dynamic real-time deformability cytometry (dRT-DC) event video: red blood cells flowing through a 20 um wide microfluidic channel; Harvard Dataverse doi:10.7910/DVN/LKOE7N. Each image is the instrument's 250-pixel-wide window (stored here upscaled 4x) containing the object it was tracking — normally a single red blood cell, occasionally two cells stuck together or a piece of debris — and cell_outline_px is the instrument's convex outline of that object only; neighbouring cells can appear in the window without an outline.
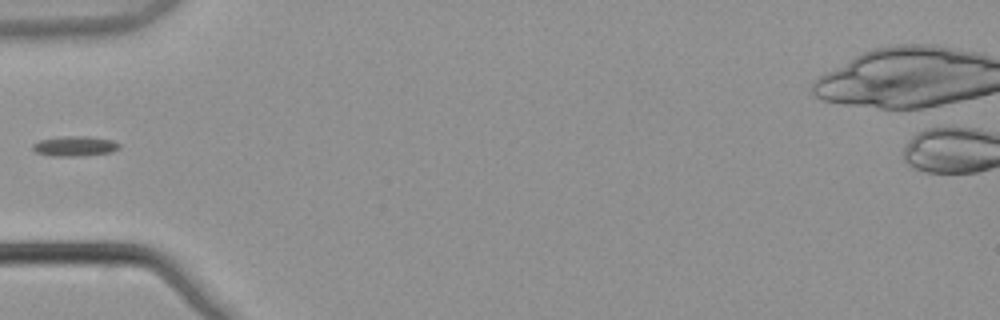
{"species": "common noctule bat (a hibernating species)", "species_latin": "Nyctalus noctula", "temperature_condition": "warm", "stored_images_in_passage": 4, "camera_frame_rate_fps": 3000, "um_per_image_px": 0.085, "animal": {"sex": "male", "body_mass_g": 21.5, "forearm_length_mm": 52.0}, "frame": {"image": 1, "passage_image": 4, "time_ms": 1.0, "image_size_px": [1000, 320], "cell_outline_px": [[120, 148], [112, 152], [80, 156], [52, 156], [36, 152], [32, 148], [32, 144], [40, 140], [64, 136], [88, 136], [112, 140], [120, 144]], "centroid_in_image_um": [6.37, 12.42], "position_along_channel_um": 78.6, "area_um2": 10.12}}